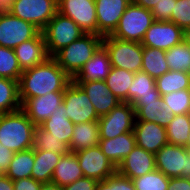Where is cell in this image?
I'll list each match as a JSON object with an SVG mask.
<instances>
[{
    "instance_id": "1",
    "label": "cell",
    "mask_w": 190,
    "mask_h": 190,
    "mask_svg": "<svg viewBox=\"0 0 190 190\" xmlns=\"http://www.w3.org/2000/svg\"><path fill=\"white\" fill-rule=\"evenodd\" d=\"M18 82L19 97L23 104L27 99L50 92H64L72 78L49 57L44 63L23 71Z\"/></svg>"
},
{
    "instance_id": "2",
    "label": "cell",
    "mask_w": 190,
    "mask_h": 190,
    "mask_svg": "<svg viewBox=\"0 0 190 190\" xmlns=\"http://www.w3.org/2000/svg\"><path fill=\"white\" fill-rule=\"evenodd\" d=\"M35 126L22 109L0 114V142L14 153L31 149Z\"/></svg>"
},
{
    "instance_id": "3",
    "label": "cell",
    "mask_w": 190,
    "mask_h": 190,
    "mask_svg": "<svg viewBox=\"0 0 190 190\" xmlns=\"http://www.w3.org/2000/svg\"><path fill=\"white\" fill-rule=\"evenodd\" d=\"M103 37L95 34H84L70 45L57 51L52 58L73 78L92 58L96 50L102 45Z\"/></svg>"
},
{
    "instance_id": "4",
    "label": "cell",
    "mask_w": 190,
    "mask_h": 190,
    "mask_svg": "<svg viewBox=\"0 0 190 190\" xmlns=\"http://www.w3.org/2000/svg\"><path fill=\"white\" fill-rule=\"evenodd\" d=\"M154 22L151 10L133 4L127 6L112 37L123 41L142 42L146 31Z\"/></svg>"
},
{
    "instance_id": "5",
    "label": "cell",
    "mask_w": 190,
    "mask_h": 190,
    "mask_svg": "<svg viewBox=\"0 0 190 190\" xmlns=\"http://www.w3.org/2000/svg\"><path fill=\"white\" fill-rule=\"evenodd\" d=\"M42 33L50 57L85 34L71 18L60 12L47 23Z\"/></svg>"
},
{
    "instance_id": "6",
    "label": "cell",
    "mask_w": 190,
    "mask_h": 190,
    "mask_svg": "<svg viewBox=\"0 0 190 190\" xmlns=\"http://www.w3.org/2000/svg\"><path fill=\"white\" fill-rule=\"evenodd\" d=\"M102 45L109 54L112 67L126 69L136 73L141 71L143 45L135 41H123L112 37L103 36Z\"/></svg>"
},
{
    "instance_id": "7",
    "label": "cell",
    "mask_w": 190,
    "mask_h": 190,
    "mask_svg": "<svg viewBox=\"0 0 190 190\" xmlns=\"http://www.w3.org/2000/svg\"><path fill=\"white\" fill-rule=\"evenodd\" d=\"M156 169L169 178H190V153L181 145H164L156 154Z\"/></svg>"
},
{
    "instance_id": "8",
    "label": "cell",
    "mask_w": 190,
    "mask_h": 190,
    "mask_svg": "<svg viewBox=\"0 0 190 190\" xmlns=\"http://www.w3.org/2000/svg\"><path fill=\"white\" fill-rule=\"evenodd\" d=\"M63 104L67 111L66 117L74 124L99 119L87 94L73 81L64 89Z\"/></svg>"
},
{
    "instance_id": "9",
    "label": "cell",
    "mask_w": 190,
    "mask_h": 190,
    "mask_svg": "<svg viewBox=\"0 0 190 190\" xmlns=\"http://www.w3.org/2000/svg\"><path fill=\"white\" fill-rule=\"evenodd\" d=\"M135 109L128 102L119 103L107 115L99 117L100 139L115 138L134 129Z\"/></svg>"
},
{
    "instance_id": "10",
    "label": "cell",
    "mask_w": 190,
    "mask_h": 190,
    "mask_svg": "<svg viewBox=\"0 0 190 190\" xmlns=\"http://www.w3.org/2000/svg\"><path fill=\"white\" fill-rule=\"evenodd\" d=\"M57 12L58 0H15L12 15L42 31Z\"/></svg>"
},
{
    "instance_id": "11",
    "label": "cell",
    "mask_w": 190,
    "mask_h": 190,
    "mask_svg": "<svg viewBox=\"0 0 190 190\" xmlns=\"http://www.w3.org/2000/svg\"><path fill=\"white\" fill-rule=\"evenodd\" d=\"M41 32L34 24L12 14L0 15V46L16 48Z\"/></svg>"
},
{
    "instance_id": "12",
    "label": "cell",
    "mask_w": 190,
    "mask_h": 190,
    "mask_svg": "<svg viewBox=\"0 0 190 190\" xmlns=\"http://www.w3.org/2000/svg\"><path fill=\"white\" fill-rule=\"evenodd\" d=\"M84 177L103 181L117 172L115 165L102 152L99 145L74 152Z\"/></svg>"
},
{
    "instance_id": "13",
    "label": "cell",
    "mask_w": 190,
    "mask_h": 190,
    "mask_svg": "<svg viewBox=\"0 0 190 190\" xmlns=\"http://www.w3.org/2000/svg\"><path fill=\"white\" fill-rule=\"evenodd\" d=\"M58 12L71 18L85 34L98 35L95 0H58Z\"/></svg>"
},
{
    "instance_id": "14",
    "label": "cell",
    "mask_w": 190,
    "mask_h": 190,
    "mask_svg": "<svg viewBox=\"0 0 190 190\" xmlns=\"http://www.w3.org/2000/svg\"><path fill=\"white\" fill-rule=\"evenodd\" d=\"M185 31L171 21H154L146 31L141 44L146 47L169 50L184 41Z\"/></svg>"
},
{
    "instance_id": "15",
    "label": "cell",
    "mask_w": 190,
    "mask_h": 190,
    "mask_svg": "<svg viewBox=\"0 0 190 190\" xmlns=\"http://www.w3.org/2000/svg\"><path fill=\"white\" fill-rule=\"evenodd\" d=\"M64 92H50L43 96L27 99L22 104V110L36 125H41L62 105Z\"/></svg>"
},
{
    "instance_id": "16",
    "label": "cell",
    "mask_w": 190,
    "mask_h": 190,
    "mask_svg": "<svg viewBox=\"0 0 190 190\" xmlns=\"http://www.w3.org/2000/svg\"><path fill=\"white\" fill-rule=\"evenodd\" d=\"M130 0H95L98 36L111 35Z\"/></svg>"
},
{
    "instance_id": "17",
    "label": "cell",
    "mask_w": 190,
    "mask_h": 190,
    "mask_svg": "<svg viewBox=\"0 0 190 190\" xmlns=\"http://www.w3.org/2000/svg\"><path fill=\"white\" fill-rule=\"evenodd\" d=\"M155 169V154L136 145L119 164L117 173L132 180L144 176Z\"/></svg>"
},
{
    "instance_id": "18",
    "label": "cell",
    "mask_w": 190,
    "mask_h": 190,
    "mask_svg": "<svg viewBox=\"0 0 190 190\" xmlns=\"http://www.w3.org/2000/svg\"><path fill=\"white\" fill-rule=\"evenodd\" d=\"M87 94L98 117L111 112L121 101L109 90L105 81H73Z\"/></svg>"
},
{
    "instance_id": "19",
    "label": "cell",
    "mask_w": 190,
    "mask_h": 190,
    "mask_svg": "<svg viewBox=\"0 0 190 190\" xmlns=\"http://www.w3.org/2000/svg\"><path fill=\"white\" fill-rule=\"evenodd\" d=\"M133 132L137 146L153 154L168 144L166 129L159 124L135 120Z\"/></svg>"
},
{
    "instance_id": "20",
    "label": "cell",
    "mask_w": 190,
    "mask_h": 190,
    "mask_svg": "<svg viewBox=\"0 0 190 190\" xmlns=\"http://www.w3.org/2000/svg\"><path fill=\"white\" fill-rule=\"evenodd\" d=\"M13 50L22 71L42 64L50 57L42 31L35 38L22 42Z\"/></svg>"
},
{
    "instance_id": "21",
    "label": "cell",
    "mask_w": 190,
    "mask_h": 190,
    "mask_svg": "<svg viewBox=\"0 0 190 190\" xmlns=\"http://www.w3.org/2000/svg\"><path fill=\"white\" fill-rule=\"evenodd\" d=\"M111 67L109 54L105 47L101 45L93 54L92 58L72 78V81H105Z\"/></svg>"
},
{
    "instance_id": "22",
    "label": "cell",
    "mask_w": 190,
    "mask_h": 190,
    "mask_svg": "<svg viewBox=\"0 0 190 190\" xmlns=\"http://www.w3.org/2000/svg\"><path fill=\"white\" fill-rule=\"evenodd\" d=\"M132 107L135 109V120L147 121L167 127L174 114L163 104L162 97L158 100L136 101Z\"/></svg>"
},
{
    "instance_id": "23",
    "label": "cell",
    "mask_w": 190,
    "mask_h": 190,
    "mask_svg": "<svg viewBox=\"0 0 190 190\" xmlns=\"http://www.w3.org/2000/svg\"><path fill=\"white\" fill-rule=\"evenodd\" d=\"M136 145L133 131L124 133L115 138L99 140V146L102 152L116 168Z\"/></svg>"
},
{
    "instance_id": "24",
    "label": "cell",
    "mask_w": 190,
    "mask_h": 190,
    "mask_svg": "<svg viewBox=\"0 0 190 190\" xmlns=\"http://www.w3.org/2000/svg\"><path fill=\"white\" fill-rule=\"evenodd\" d=\"M160 97L155 79L143 71L136 72L129 87L128 103L133 105L136 101L158 100Z\"/></svg>"
},
{
    "instance_id": "25",
    "label": "cell",
    "mask_w": 190,
    "mask_h": 190,
    "mask_svg": "<svg viewBox=\"0 0 190 190\" xmlns=\"http://www.w3.org/2000/svg\"><path fill=\"white\" fill-rule=\"evenodd\" d=\"M100 134L98 121L75 124L70 140V152H77L99 145Z\"/></svg>"
},
{
    "instance_id": "26",
    "label": "cell",
    "mask_w": 190,
    "mask_h": 190,
    "mask_svg": "<svg viewBox=\"0 0 190 190\" xmlns=\"http://www.w3.org/2000/svg\"><path fill=\"white\" fill-rule=\"evenodd\" d=\"M66 112V108L62 103L58 111H55L40 126L50 132L54 139L64 142L69 147L75 124L66 117Z\"/></svg>"
},
{
    "instance_id": "27",
    "label": "cell",
    "mask_w": 190,
    "mask_h": 190,
    "mask_svg": "<svg viewBox=\"0 0 190 190\" xmlns=\"http://www.w3.org/2000/svg\"><path fill=\"white\" fill-rule=\"evenodd\" d=\"M83 176L84 174L80 168L76 154L74 152H69L66 155H62L60 158L59 163L54 169L51 182L63 187Z\"/></svg>"
},
{
    "instance_id": "28",
    "label": "cell",
    "mask_w": 190,
    "mask_h": 190,
    "mask_svg": "<svg viewBox=\"0 0 190 190\" xmlns=\"http://www.w3.org/2000/svg\"><path fill=\"white\" fill-rule=\"evenodd\" d=\"M62 154L52 151L34 150V166L31 177L40 183L51 182L53 172Z\"/></svg>"
},
{
    "instance_id": "29",
    "label": "cell",
    "mask_w": 190,
    "mask_h": 190,
    "mask_svg": "<svg viewBox=\"0 0 190 190\" xmlns=\"http://www.w3.org/2000/svg\"><path fill=\"white\" fill-rule=\"evenodd\" d=\"M169 70L165 50L143 46L141 71L156 80Z\"/></svg>"
},
{
    "instance_id": "30",
    "label": "cell",
    "mask_w": 190,
    "mask_h": 190,
    "mask_svg": "<svg viewBox=\"0 0 190 190\" xmlns=\"http://www.w3.org/2000/svg\"><path fill=\"white\" fill-rule=\"evenodd\" d=\"M134 76L135 73L126 69L111 67L105 83L121 102H128V91Z\"/></svg>"
},
{
    "instance_id": "31",
    "label": "cell",
    "mask_w": 190,
    "mask_h": 190,
    "mask_svg": "<svg viewBox=\"0 0 190 190\" xmlns=\"http://www.w3.org/2000/svg\"><path fill=\"white\" fill-rule=\"evenodd\" d=\"M22 108L19 97V82L0 77V114L18 111Z\"/></svg>"
},
{
    "instance_id": "32",
    "label": "cell",
    "mask_w": 190,
    "mask_h": 190,
    "mask_svg": "<svg viewBox=\"0 0 190 190\" xmlns=\"http://www.w3.org/2000/svg\"><path fill=\"white\" fill-rule=\"evenodd\" d=\"M34 166V149L19 151L14 154L5 175L12 181L31 177Z\"/></svg>"
},
{
    "instance_id": "33",
    "label": "cell",
    "mask_w": 190,
    "mask_h": 190,
    "mask_svg": "<svg viewBox=\"0 0 190 190\" xmlns=\"http://www.w3.org/2000/svg\"><path fill=\"white\" fill-rule=\"evenodd\" d=\"M160 95L170 94L184 89H190V73L169 70L155 80Z\"/></svg>"
},
{
    "instance_id": "34",
    "label": "cell",
    "mask_w": 190,
    "mask_h": 190,
    "mask_svg": "<svg viewBox=\"0 0 190 190\" xmlns=\"http://www.w3.org/2000/svg\"><path fill=\"white\" fill-rule=\"evenodd\" d=\"M165 129L168 144L185 146L190 132V114L174 115Z\"/></svg>"
},
{
    "instance_id": "35",
    "label": "cell",
    "mask_w": 190,
    "mask_h": 190,
    "mask_svg": "<svg viewBox=\"0 0 190 190\" xmlns=\"http://www.w3.org/2000/svg\"><path fill=\"white\" fill-rule=\"evenodd\" d=\"M33 149L52 151L62 155L70 152L69 147L64 142L54 139L50 132L44 130L40 125L35 126L33 131Z\"/></svg>"
},
{
    "instance_id": "36",
    "label": "cell",
    "mask_w": 190,
    "mask_h": 190,
    "mask_svg": "<svg viewBox=\"0 0 190 190\" xmlns=\"http://www.w3.org/2000/svg\"><path fill=\"white\" fill-rule=\"evenodd\" d=\"M165 59L170 70L190 73V46L185 40L166 50Z\"/></svg>"
},
{
    "instance_id": "37",
    "label": "cell",
    "mask_w": 190,
    "mask_h": 190,
    "mask_svg": "<svg viewBox=\"0 0 190 190\" xmlns=\"http://www.w3.org/2000/svg\"><path fill=\"white\" fill-rule=\"evenodd\" d=\"M22 72L14 50L0 46V77L19 81Z\"/></svg>"
},
{
    "instance_id": "38",
    "label": "cell",
    "mask_w": 190,
    "mask_h": 190,
    "mask_svg": "<svg viewBox=\"0 0 190 190\" xmlns=\"http://www.w3.org/2000/svg\"><path fill=\"white\" fill-rule=\"evenodd\" d=\"M164 106L174 115L190 114V89L162 95Z\"/></svg>"
},
{
    "instance_id": "39",
    "label": "cell",
    "mask_w": 190,
    "mask_h": 190,
    "mask_svg": "<svg viewBox=\"0 0 190 190\" xmlns=\"http://www.w3.org/2000/svg\"><path fill=\"white\" fill-rule=\"evenodd\" d=\"M169 181L170 178L157 169L132 179L136 190H168Z\"/></svg>"
},
{
    "instance_id": "40",
    "label": "cell",
    "mask_w": 190,
    "mask_h": 190,
    "mask_svg": "<svg viewBox=\"0 0 190 190\" xmlns=\"http://www.w3.org/2000/svg\"><path fill=\"white\" fill-rule=\"evenodd\" d=\"M171 22L184 31L190 29V0H177L174 3Z\"/></svg>"
},
{
    "instance_id": "41",
    "label": "cell",
    "mask_w": 190,
    "mask_h": 190,
    "mask_svg": "<svg viewBox=\"0 0 190 190\" xmlns=\"http://www.w3.org/2000/svg\"><path fill=\"white\" fill-rule=\"evenodd\" d=\"M176 1L161 0L159 4H155V7L151 10L154 21H171L172 10Z\"/></svg>"
},
{
    "instance_id": "42",
    "label": "cell",
    "mask_w": 190,
    "mask_h": 190,
    "mask_svg": "<svg viewBox=\"0 0 190 190\" xmlns=\"http://www.w3.org/2000/svg\"><path fill=\"white\" fill-rule=\"evenodd\" d=\"M97 184L98 181L83 176L73 183L63 186L62 190H95Z\"/></svg>"
},
{
    "instance_id": "43",
    "label": "cell",
    "mask_w": 190,
    "mask_h": 190,
    "mask_svg": "<svg viewBox=\"0 0 190 190\" xmlns=\"http://www.w3.org/2000/svg\"><path fill=\"white\" fill-rule=\"evenodd\" d=\"M14 190H40L42 183L32 177L13 181Z\"/></svg>"
},
{
    "instance_id": "44",
    "label": "cell",
    "mask_w": 190,
    "mask_h": 190,
    "mask_svg": "<svg viewBox=\"0 0 190 190\" xmlns=\"http://www.w3.org/2000/svg\"><path fill=\"white\" fill-rule=\"evenodd\" d=\"M113 190H136L130 178L118 174L113 175Z\"/></svg>"
},
{
    "instance_id": "45",
    "label": "cell",
    "mask_w": 190,
    "mask_h": 190,
    "mask_svg": "<svg viewBox=\"0 0 190 190\" xmlns=\"http://www.w3.org/2000/svg\"><path fill=\"white\" fill-rule=\"evenodd\" d=\"M14 152L0 142V169L5 173L13 159Z\"/></svg>"
},
{
    "instance_id": "46",
    "label": "cell",
    "mask_w": 190,
    "mask_h": 190,
    "mask_svg": "<svg viewBox=\"0 0 190 190\" xmlns=\"http://www.w3.org/2000/svg\"><path fill=\"white\" fill-rule=\"evenodd\" d=\"M168 190H190V178H170Z\"/></svg>"
},
{
    "instance_id": "47",
    "label": "cell",
    "mask_w": 190,
    "mask_h": 190,
    "mask_svg": "<svg viewBox=\"0 0 190 190\" xmlns=\"http://www.w3.org/2000/svg\"><path fill=\"white\" fill-rule=\"evenodd\" d=\"M15 0H0V15L12 14Z\"/></svg>"
},
{
    "instance_id": "48",
    "label": "cell",
    "mask_w": 190,
    "mask_h": 190,
    "mask_svg": "<svg viewBox=\"0 0 190 190\" xmlns=\"http://www.w3.org/2000/svg\"><path fill=\"white\" fill-rule=\"evenodd\" d=\"M160 1L161 0H132L131 2L148 10H152L155 4H159Z\"/></svg>"
},
{
    "instance_id": "49",
    "label": "cell",
    "mask_w": 190,
    "mask_h": 190,
    "mask_svg": "<svg viewBox=\"0 0 190 190\" xmlns=\"http://www.w3.org/2000/svg\"><path fill=\"white\" fill-rule=\"evenodd\" d=\"M95 190H113V175L103 181H99Z\"/></svg>"
},
{
    "instance_id": "50",
    "label": "cell",
    "mask_w": 190,
    "mask_h": 190,
    "mask_svg": "<svg viewBox=\"0 0 190 190\" xmlns=\"http://www.w3.org/2000/svg\"><path fill=\"white\" fill-rule=\"evenodd\" d=\"M0 190H14L13 181L6 175L0 178Z\"/></svg>"
},
{
    "instance_id": "51",
    "label": "cell",
    "mask_w": 190,
    "mask_h": 190,
    "mask_svg": "<svg viewBox=\"0 0 190 190\" xmlns=\"http://www.w3.org/2000/svg\"><path fill=\"white\" fill-rule=\"evenodd\" d=\"M40 190H62V187L53 182L42 183Z\"/></svg>"
},
{
    "instance_id": "52",
    "label": "cell",
    "mask_w": 190,
    "mask_h": 190,
    "mask_svg": "<svg viewBox=\"0 0 190 190\" xmlns=\"http://www.w3.org/2000/svg\"><path fill=\"white\" fill-rule=\"evenodd\" d=\"M184 40L188 43L190 46V29L185 30V37Z\"/></svg>"
},
{
    "instance_id": "53",
    "label": "cell",
    "mask_w": 190,
    "mask_h": 190,
    "mask_svg": "<svg viewBox=\"0 0 190 190\" xmlns=\"http://www.w3.org/2000/svg\"><path fill=\"white\" fill-rule=\"evenodd\" d=\"M185 149L188 153H190V132H189V136H188V139H187V143L185 144Z\"/></svg>"
},
{
    "instance_id": "54",
    "label": "cell",
    "mask_w": 190,
    "mask_h": 190,
    "mask_svg": "<svg viewBox=\"0 0 190 190\" xmlns=\"http://www.w3.org/2000/svg\"><path fill=\"white\" fill-rule=\"evenodd\" d=\"M5 175V173L0 169V178L2 177V176H4Z\"/></svg>"
}]
</instances>
